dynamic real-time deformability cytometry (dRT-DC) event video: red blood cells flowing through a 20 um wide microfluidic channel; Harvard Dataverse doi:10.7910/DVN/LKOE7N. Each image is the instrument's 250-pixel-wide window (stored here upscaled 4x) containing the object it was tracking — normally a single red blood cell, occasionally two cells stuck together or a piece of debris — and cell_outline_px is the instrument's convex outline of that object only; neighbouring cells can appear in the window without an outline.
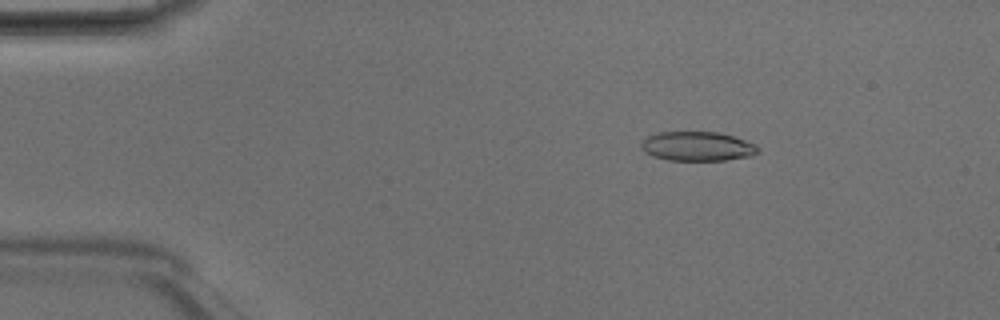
{"species": "Egyptian fruit bat (a non-hibernating species)", "species_latin": "Rousettus aegyptiacus", "temperature_condition": "room temperature", "stored_images_in_passage": 42, "camera_frame_rate_fps": 3000, "um_per_image_px": 0.085, "animal": {"sex": "male"}, "frame": {"image": 1, "passage_image": 2, "time_ms": 0.333, "image_size_px": [1000, 320], "cell_outline_px": [[760, 148], [752, 156], [724, 160], [668, 160], [652, 156], [644, 152], [640, 148], [640, 144], [648, 136], [660, 132], [716, 132], [732, 136], [756, 144]], "centroid_in_image_um": [59.25, 12.44], "position_along_channel_um": 25.7, "area_um2": 19.88}}
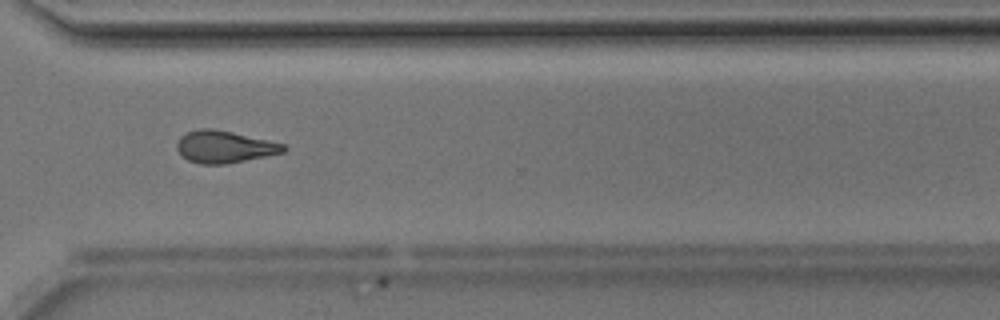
{"frame": {"image": 2, "passage_image": 30, "time_ms": 9.667, "image_size_px": [1000, 320], "cell_outline_px": [[288, 148], [284, 152], [224, 164], [200, 164], [188, 160], [176, 148], [176, 144], [180, 136], [188, 132], [200, 128], [212, 128], [232, 132], [268, 140], [284, 144]], "centroid_in_image_um": [19.06, 12.47], "position_along_channel_um": 351.5, "area_um2": 19.71}}
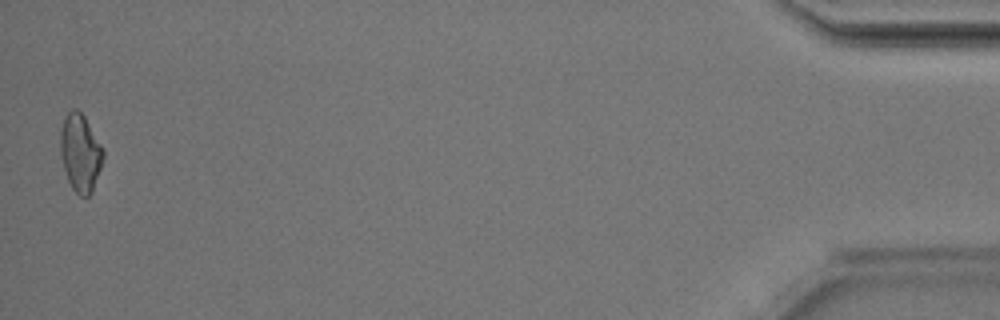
{"frame": {"image": 3, "passage_image": 42, "time_ms": 13.667, "image_size_px": [1000, 320], "cell_outline_px": [[104, 156], [92, 192], [88, 196], [80, 196], [72, 188], [68, 180], [60, 156], [60, 132], [64, 120], [68, 112], [72, 108], [76, 108], [84, 116], [104, 148]], "centroid_in_image_um": [6.83, 12.98], "position_along_channel_um": 428.4, "area_um2": 19.31}, "authors_computed_cell_mechanics": {"area_um2": 19.7965, "velocity_mm_per_s": 4.2121, "shape_relaxation_time_tau1_ms": 9.2106, "shape_relaxation_time_tau2_ms": 3.7132, "deformation_change_tau1": 0.1741, "deformation_change_tau2": 0.118}}